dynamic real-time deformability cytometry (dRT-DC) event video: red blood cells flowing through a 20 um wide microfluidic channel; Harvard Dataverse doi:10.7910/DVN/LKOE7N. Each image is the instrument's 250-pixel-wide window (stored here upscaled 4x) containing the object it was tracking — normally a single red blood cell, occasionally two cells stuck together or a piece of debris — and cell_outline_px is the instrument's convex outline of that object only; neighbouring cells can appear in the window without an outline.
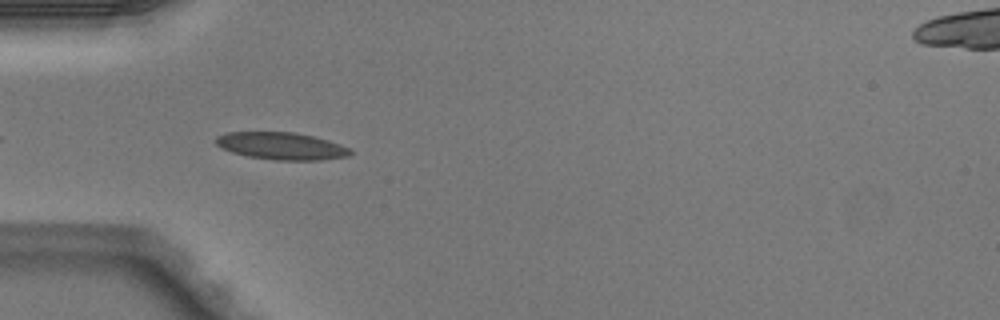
{"species": "Egyptian fruit bat (a non-hibernating species)", "species_latin": "Rousettus aegyptiacus", "temperature_condition": "warm", "stored_images_in_passage": 14, "camera_frame_rate_fps": 3000, "um_per_image_px": 0.085, "animal": {"sex": "male"}, "frame": {"image": 1, "passage_image": 3, "time_ms": 0.667, "image_size_px": [1000, 320], "cell_outline_px": [[352, 152], [348, 156], [320, 160], [272, 160], [248, 156], [232, 152], [220, 148], [212, 140], [216, 136], [228, 132], [296, 132], [328, 140], [340, 144], [348, 148]], "centroid_in_image_um": [23.86, 12.4], "position_along_channel_um": 61.1, "area_um2": 21.44}}
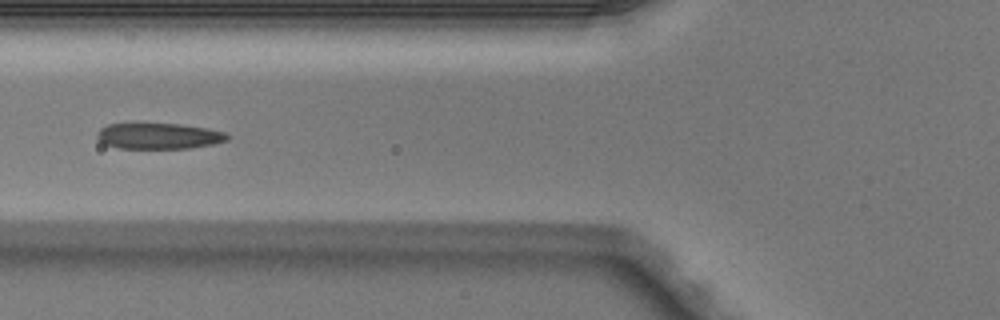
{"frame": {"image": 2, "passage_image": 7, "time_ms": 2.0, "image_size_px": [1000, 320], "cell_outline_px": [[228, 140], [212, 144], [188, 148], [120, 148], [104, 144], [96, 136], [96, 132], [100, 128], [108, 124], [136, 120], [180, 124], [208, 128], [224, 132], [228, 136]], "centroid_in_image_um": [13.4, 11.5], "position_along_channel_um": 112.4, "area_um2": 20.52}}